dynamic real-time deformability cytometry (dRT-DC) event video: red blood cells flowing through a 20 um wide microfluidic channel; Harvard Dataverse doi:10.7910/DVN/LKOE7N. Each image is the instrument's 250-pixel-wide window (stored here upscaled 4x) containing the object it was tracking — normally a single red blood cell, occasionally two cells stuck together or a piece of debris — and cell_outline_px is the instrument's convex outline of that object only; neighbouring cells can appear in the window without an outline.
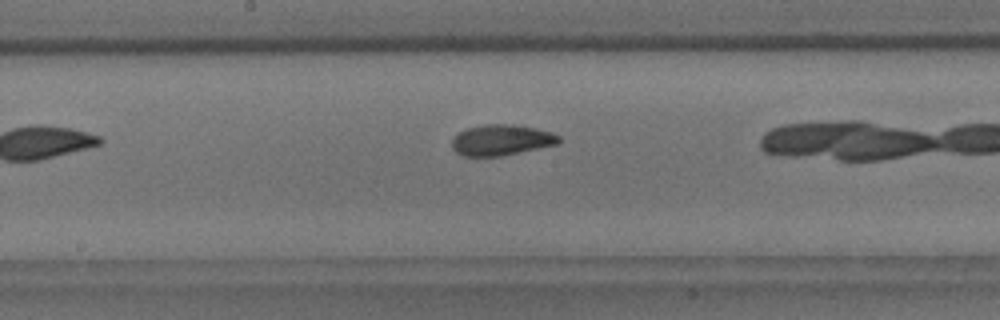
{"species": "common noctule bat (a hibernating species)", "species_latin": "Nyctalus noctula", "temperature_condition": "room temperature", "stored_images_in_passage": 11, "camera_frame_rate_fps": 3000, "um_per_image_px": 0.085, "animal": {"sex": "male", "body_mass_g": 18.8}, "frame": {"image": 1, "passage_image": 10, "time_ms": 3.0, "image_size_px": [1000, 320], "cell_outline_px": [[560, 140], [556, 144], [500, 156], [464, 156], [456, 152], [452, 148], [452, 140], [464, 128], [484, 124], [512, 124], [552, 132], [560, 136]], "centroid_in_image_um": [42.58, 11.89], "position_along_channel_um": 205.6, "area_um2": 18.96}}